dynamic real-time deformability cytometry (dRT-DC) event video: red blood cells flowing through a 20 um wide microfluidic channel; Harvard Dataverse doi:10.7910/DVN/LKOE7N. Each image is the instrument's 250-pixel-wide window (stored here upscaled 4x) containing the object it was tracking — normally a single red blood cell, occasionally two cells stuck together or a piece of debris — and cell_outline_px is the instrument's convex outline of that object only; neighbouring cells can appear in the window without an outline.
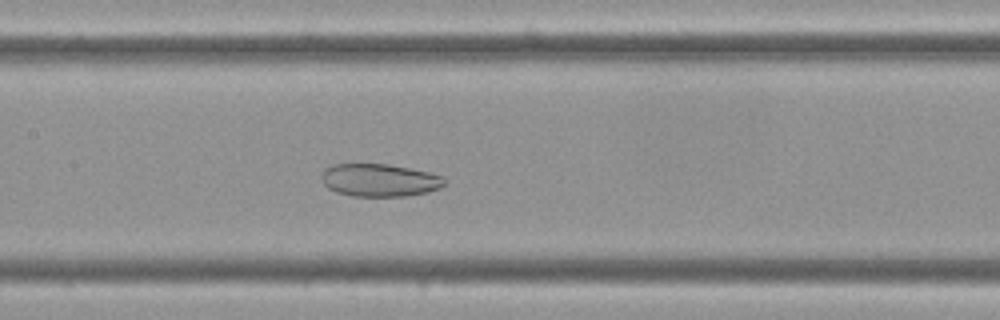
{"species": "Egyptian fruit bat (a non-hibernating species)", "species_latin": "Rousettus aegyptiacus", "temperature_condition": "cold", "stored_images_in_passage": 35, "camera_frame_rate_fps": 3000, "um_per_image_px": 0.085, "frame": {"image": 1, "passage_image": 11, "time_ms": 3.333, "image_size_px": [1000, 320], "cell_outline_px": [[444, 184], [440, 188], [428, 192], [408, 196], [352, 196], [336, 192], [328, 188], [324, 184], [320, 176], [324, 168], [332, 164], [388, 164], [428, 172], [440, 176], [444, 180]], "centroid_in_image_um": [32.21, 15.32], "position_along_channel_um": 175.2, "area_um2": 23.47}}
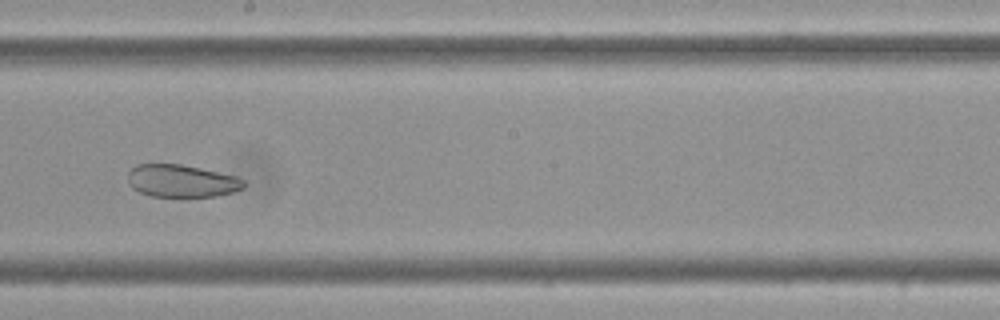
{"frame": {"image": 2, "passage_image": 16, "time_ms": 5.0, "image_size_px": [1000, 320], "cell_outline_px": [[244, 188], [232, 192], [216, 196], [152, 196], [140, 192], [132, 188], [128, 184], [128, 172], [136, 164], [180, 164], [200, 168], [236, 176], [244, 180]], "centroid_in_image_um": [15.41, 15.37], "position_along_channel_um": 232.8, "area_um2": 21.85}, "authors_computed_cell_mechanics": {"area_um2": 25.6632, "velocity_mm_per_s": 3.4698, "shape_relaxation_time_tau1_ms": null, "shape_relaxation_time_tau2_ms": 5.5928, "deformation_change_tau1": null, "deformation_change_tau2": 0.0958}}